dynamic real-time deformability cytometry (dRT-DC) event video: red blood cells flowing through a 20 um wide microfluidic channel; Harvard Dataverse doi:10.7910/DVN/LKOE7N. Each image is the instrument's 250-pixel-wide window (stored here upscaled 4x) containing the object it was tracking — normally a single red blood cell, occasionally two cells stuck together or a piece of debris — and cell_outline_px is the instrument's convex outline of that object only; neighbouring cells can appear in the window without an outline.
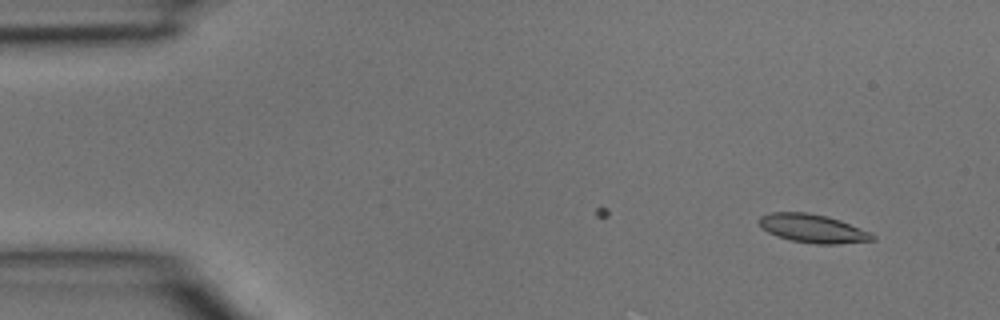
{"species": "common noctule bat (a hibernating species)", "species_latin": "Nyctalus noctula", "temperature_condition": "room temperature", "stored_images_in_passage": 2, "camera_frame_rate_fps": 3000, "um_per_image_px": 0.085, "animal": {"sex": "male", "body_mass_g": 15.6}, "frame": {"image": 1, "passage_image": 2, "time_ms": 0.333, "image_size_px": [1000, 320], "cell_outline_px": [[876, 240], [836, 244], [816, 244], [792, 240], [776, 236], [768, 232], [760, 224], [760, 216], [772, 212], [808, 212], [840, 220], [872, 232], [876, 236]], "centroid_in_image_um": [69.14, 19.42], "position_along_channel_um": 15.9, "area_um2": 18.73}}